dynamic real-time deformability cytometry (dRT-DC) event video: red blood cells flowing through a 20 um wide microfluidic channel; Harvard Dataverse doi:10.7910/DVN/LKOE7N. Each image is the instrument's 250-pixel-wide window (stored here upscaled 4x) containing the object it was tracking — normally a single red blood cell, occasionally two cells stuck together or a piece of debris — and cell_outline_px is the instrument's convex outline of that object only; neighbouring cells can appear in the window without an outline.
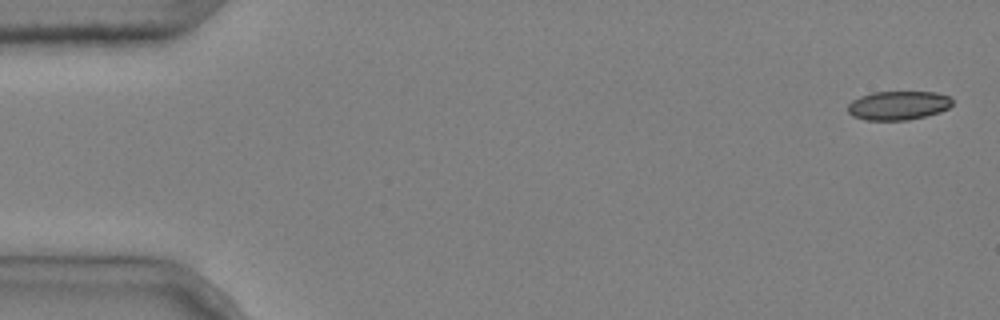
{"species": "common noctule bat (a hibernating species)", "species_latin": "Nyctalus noctula", "temperature_condition": "cold", "stored_images_in_passage": 6, "camera_frame_rate_fps": 3000, "um_per_image_px": 0.085, "animal": {"sex": "male", "body_mass_g": 20.4}, "frame": {"image": 1, "passage_image": 1, "time_ms": 0.0, "image_size_px": [1000, 320], "cell_outline_px": [[952, 104], [948, 108], [940, 112], [908, 120], [864, 120], [852, 116], [848, 112], [848, 104], [852, 100], [860, 96], [872, 92], [936, 92], [948, 96], [952, 100]], "centroid_in_image_um": [76.32, 8.96], "position_along_channel_um": 8.7, "area_um2": 17.63}}
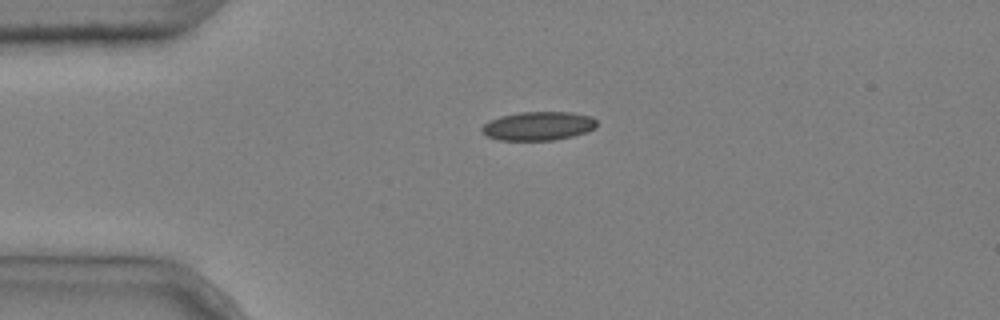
{"frame": {"image": 2, "passage_image": 4, "time_ms": 1.0, "image_size_px": [1000, 320], "cell_outline_px": [[596, 128], [588, 132], [556, 140], [496, 140], [484, 136], [480, 128], [484, 124], [500, 116], [520, 112], [568, 112], [592, 116], [596, 120]], "centroid_in_image_um": [45.75, 10.72], "position_along_channel_um": 39.3, "area_um2": 19.42}}
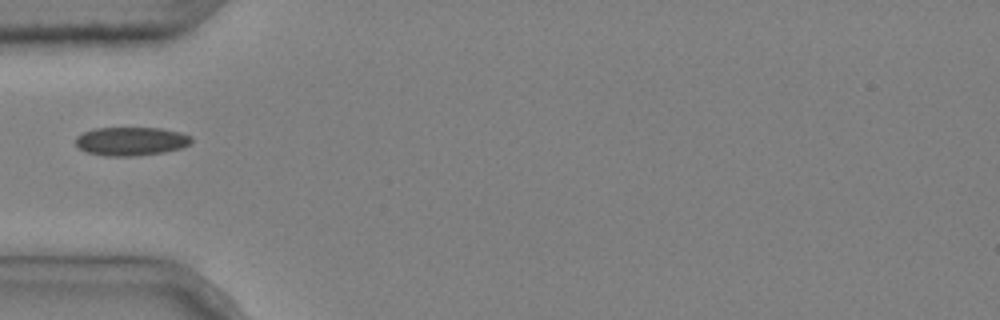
{"frame": {"image": 3, "passage_image": 5, "time_ms": 1.333, "image_size_px": [1000, 320], "cell_outline_px": [[192, 140], [188, 144], [180, 148], [164, 152], [136, 156], [104, 156], [88, 152], [80, 148], [76, 144], [76, 136], [84, 132], [96, 128], [160, 128], [180, 132], [192, 136]], "centroid_in_image_um": [11.14, 12.01], "position_along_channel_um": 73.9, "area_um2": 19.19}}